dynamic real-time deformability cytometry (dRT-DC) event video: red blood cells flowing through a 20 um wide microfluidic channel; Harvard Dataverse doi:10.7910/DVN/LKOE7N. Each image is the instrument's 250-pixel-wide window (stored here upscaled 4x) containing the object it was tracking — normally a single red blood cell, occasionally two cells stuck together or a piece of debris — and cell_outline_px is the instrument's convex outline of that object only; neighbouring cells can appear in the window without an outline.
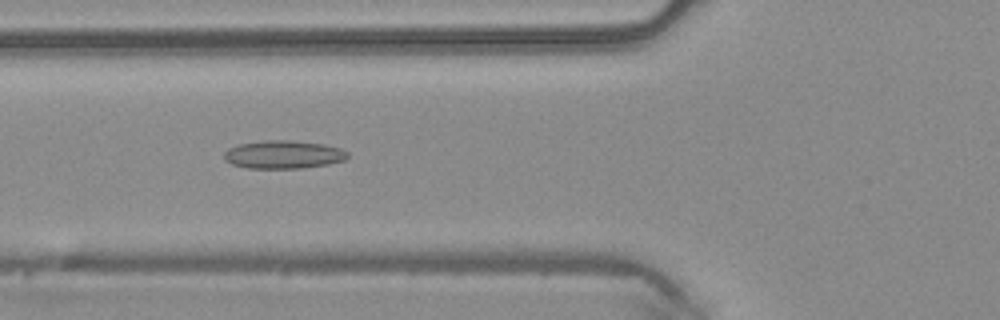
{"species": "common noctule bat (a hibernating species)", "species_latin": "Nyctalus noctula", "temperature_condition": "warm", "stored_images_in_passage": 47, "camera_frame_rate_fps": 3000, "um_per_image_px": 0.085, "animal": {"sex": "male", "body_mass_g": 20.4}, "frame": {"image": 1, "passage_image": 17, "time_ms": 5.333, "image_size_px": [1000, 320], "cell_outline_px": [[348, 156], [344, 160], [328, 164], [304, 168], [248, 168], [232, 164], [224, 160], [224, 152], [228, 148], [240, 144], [268, 140], [288, 140], [324, 144], [340, 148], [348, 152]], "centroid_in_image_um": [24.09, 13.14], "position_along_channel_um": 101.7, "area_um2": 20.17}}
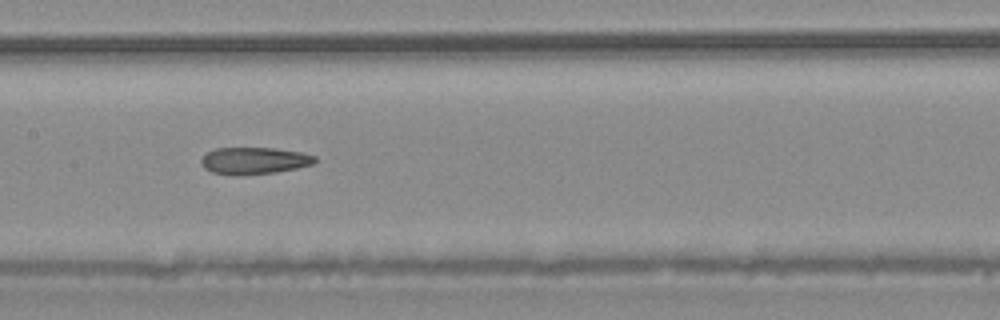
{"frame": {"image": 2, "passage_image": 23, "time_ms": 7.333, "image_size_px": [1000, 320], "cell_outline_px": [[316, 160], [312, 164], [296, 168], [276, 172], [236, 176], [212, 172], [204, 168], [200, 160], [208, 152], [216, 148], [276, 148], [300, 152], [316, 156]], "centroid_in_image_um": [21.59, 13.66], "position_along_channel_um": 185.8, "area_um2": 17.8}}
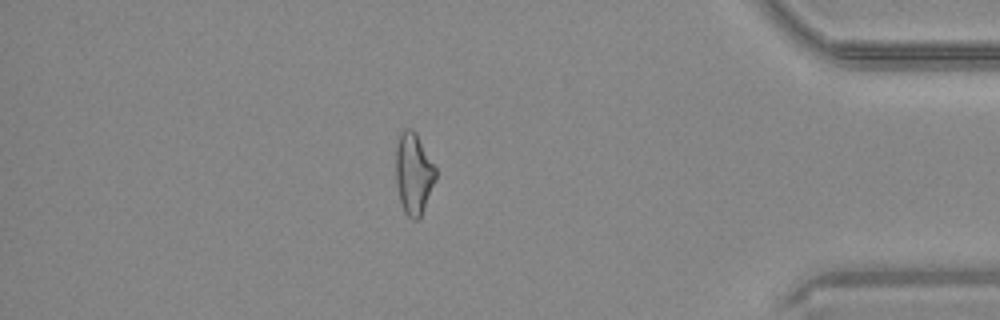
{"frame": {"image": 3, "passage_image": 41, "time_ms": 13.333, "image_size_px": [1000, 320], "cell_outline_px": [[436, 180], [424, 208], [420, 216], [416, 220], [412, 220], [404, 212], [400, 200], [396, 184], [396, 148], [400, 132], [404, 128], [412, 128], [416, 132], [436, 168]], "centroid_in_image_um": [35.15, 14.73], "position_along_channel_um": 400.0, "area_um2": 18.96}, "authors_computed_cell_mechanics": {"area_um2": 19.3052, "velocity_mm_per_s": 4.1787, "shape_relaxation_time_tau1_ms": null, "shape_relaxation_time_tau2_ms": 2.1386, "deformation_change_tau1": null, "deformation_change_tau2": 0.1131}}